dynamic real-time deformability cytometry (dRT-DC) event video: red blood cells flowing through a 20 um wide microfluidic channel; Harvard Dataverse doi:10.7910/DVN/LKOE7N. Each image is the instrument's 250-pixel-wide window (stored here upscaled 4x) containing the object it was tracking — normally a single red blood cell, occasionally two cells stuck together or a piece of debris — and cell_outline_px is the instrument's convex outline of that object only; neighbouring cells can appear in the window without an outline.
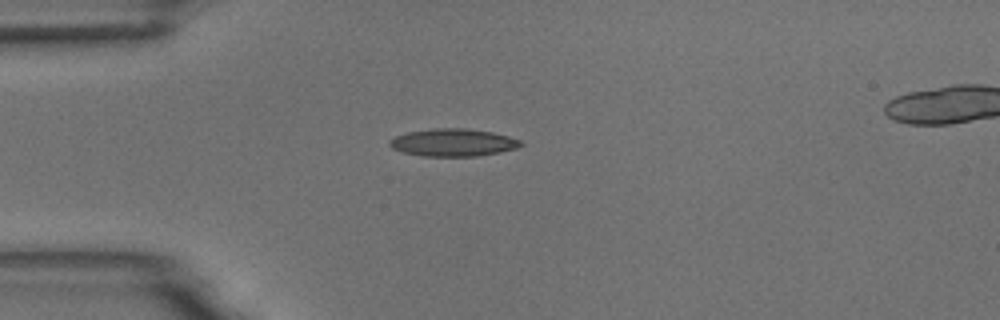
{"species": "common noctule bat (a hibernating species)", "species_latin": "Nyctalus noctula", "temperature_condition": "room temperature", "stored_images_in_passage": 42, "segment_of_instrument_passage": [1, 2], "camera_frame_rate_fps": 3000, "um_per_image_px": 0.085, "animal": {"sex": "male", "body_mass_g": 18.8}, "frame": {"image": 1, "passage_image": 1, "time_ms": 0.0, "image_size_px": [1000, 320], "cell_outline_px": [[524, 144], [516, 148], [500, 152], [476, 156], [424, 156], [404, 152], [392, 148], [388, 144], [388, 140], [396, 136], [408, 132], [436, 128], [468, 128], [492, 132], [508, 136], [520, 140]], "centroid_in_image_um": [38.51, 12.11], "position_along_channel_um": 46.5, "area_um2": 20.98}}
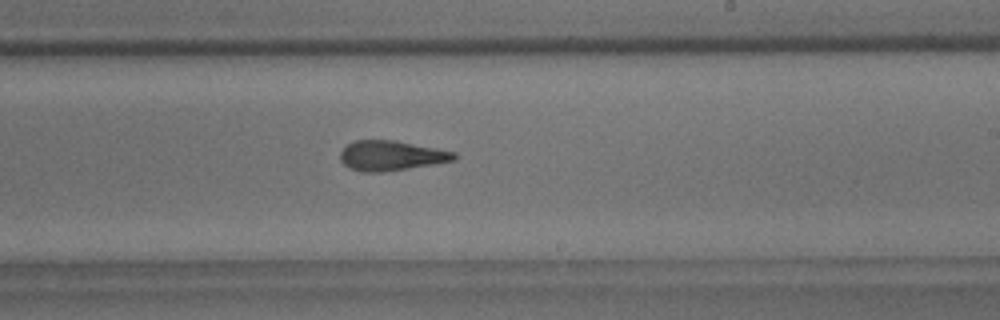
{"frame": {"image": 2, "passage_image": 19, "time_ms": 6.0, "image_size_px": [1000, 320], "cell_outline_px": [[456, 160], [384, 172], [364, 172], [352, 168], [344, 164], [340, 160], [340, 152], [348, 144], [356, 140], [396, 140], [456, 152]], "centroid_in_image_um": [33.26, 13.22], "position_along_channel_um": 255.7, "area_um2": 19.71}}
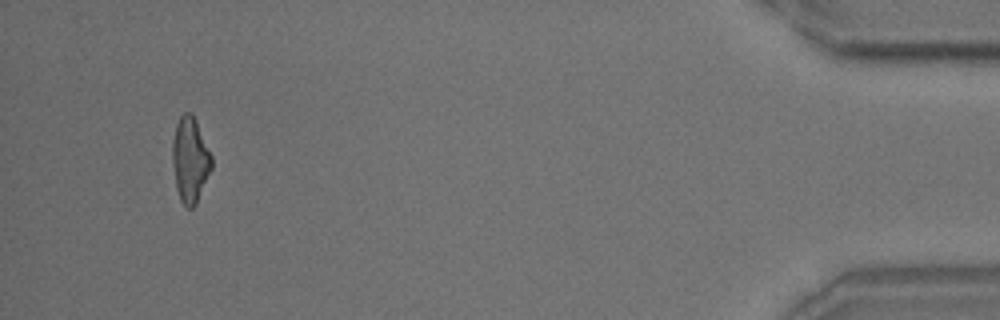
{"frame": {"image": 3, "passage_image": 38, "time_ms": 12.333, "image_size_px": [1000, 320], "cell_outline_px": [[212, 168], [196, 204], [192, 208], [188, 208], [180, 200], [176, 188], [172, 160], [172, 140], [176, 124], [180, 116], [184, 112], [192, 112], [196, 120], [212, 156]], "centroid_in_image_um": [16.16, 13.56], "position_along_channel_um": 419.0, "area_um2": 19.54}}